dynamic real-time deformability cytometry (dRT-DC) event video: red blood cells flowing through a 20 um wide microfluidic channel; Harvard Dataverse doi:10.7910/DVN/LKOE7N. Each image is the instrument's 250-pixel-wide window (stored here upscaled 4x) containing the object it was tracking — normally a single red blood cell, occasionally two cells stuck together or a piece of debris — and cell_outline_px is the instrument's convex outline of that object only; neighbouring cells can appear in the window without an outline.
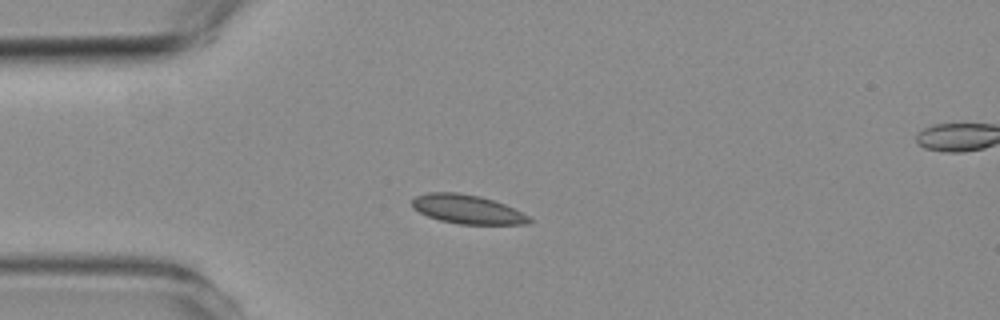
{"species": "common noctule bat (a hibernating species)", "species_latin": "Nyctalus noctula", "temperature_condition": "room temperature", "stored_images_in_passage": 5, "segment_of_instrument_passage": [1, 2], "camera_frame_rate_fps": 3000, "um_per_image_px": 0.085, "animal": {"sex": "female", "body_mass_g": 19.3, "forearm_length_mm": 54.1}, "frame": {"image": 1, "passage_image": 4, "time_ms": 3.667, "image_size_px": [1000, 320], "cell_outline_px": [[532, 220], [528, 224], [460, 224], [440, 220], [428, 216], [412, 208], [412, 200], [416, 196], [428, 192], [456, 192], [480, 196], [504, 204], [528, 216]], "centroid_in_image_um": [39.69, 17.78], "position_along_channel_um": 45.3, "area_um2": 19.54}}